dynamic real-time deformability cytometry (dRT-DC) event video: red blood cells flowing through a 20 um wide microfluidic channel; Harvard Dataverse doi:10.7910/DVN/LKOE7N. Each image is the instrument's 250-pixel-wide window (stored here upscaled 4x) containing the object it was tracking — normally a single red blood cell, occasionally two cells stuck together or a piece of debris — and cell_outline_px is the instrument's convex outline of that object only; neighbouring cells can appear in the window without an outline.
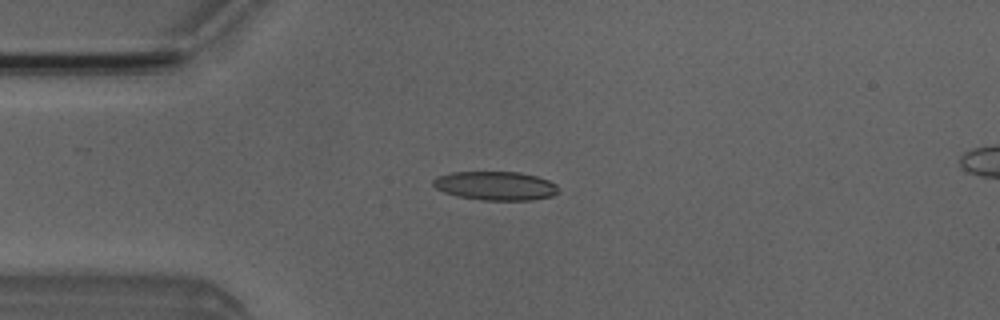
{"species": "Egyptian fruit bat (a non-hibernating species)", "species_latin": "Rousettus aegyptiacus", "temperature_condition": "room temperature", "stored_images_in_passage": 5, "camera_frame_rate_fps": 3000, "um_per_image_px": 0.085, "animal": {"sex": "male"}, "frame": {"image": 1, "passage_image": 2, "time_ms": 2.0, "image_size_px": [1000, 320], "cell_outline_px": [[556, 192], [552, 196], [532, 200], [484, 200], [456, 196], [444, 192], [436, 188], [432, 184], [432, 180], [436, 176], [452, 172], [520, 172], [536, 176], [548, 180], [556, 184]], "centroid_in_image_um": [42.07, 15.79], "position_along_channel_um": 42.9, "area_um2": 20.98}}